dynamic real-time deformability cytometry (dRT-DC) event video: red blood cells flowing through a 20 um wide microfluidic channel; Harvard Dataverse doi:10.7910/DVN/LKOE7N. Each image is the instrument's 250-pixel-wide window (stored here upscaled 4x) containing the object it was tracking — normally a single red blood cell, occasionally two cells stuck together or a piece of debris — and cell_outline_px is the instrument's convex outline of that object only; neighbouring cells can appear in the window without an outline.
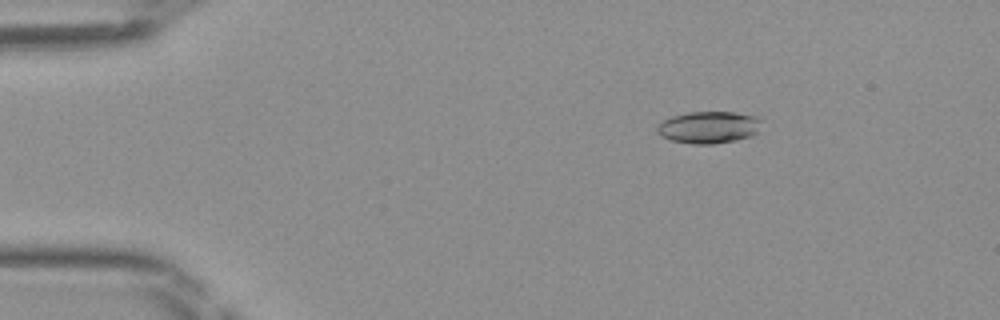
{"species": "Egyptian fruit bat (a non-hibernating species)", "species_latin": "Rousettus aegyptiacus", "temperature_condition": "room temperature", "stored_images_in_passage": 48, "camera_frame_rate_fps": 3000, "um_per_image_px": 0.085, "frame": {"image": 1, "passage_image": 8, "time_ms": 2.333, "image_size_px": [1000, 320], "cell_outline_px": [[764, 120], [760, 132], [752, 136], [736, 140], [712, 144], [692, 144], [672, 140], [660, 136], [656, 132], [656, 128], [664, 120], [672, 116], [688, 112], [736, 112], [756, 116]], "centroid_in_image_um": [60.31, 10.82], "position_along_channel_um": 24.7, "area_um2": 19.83}}
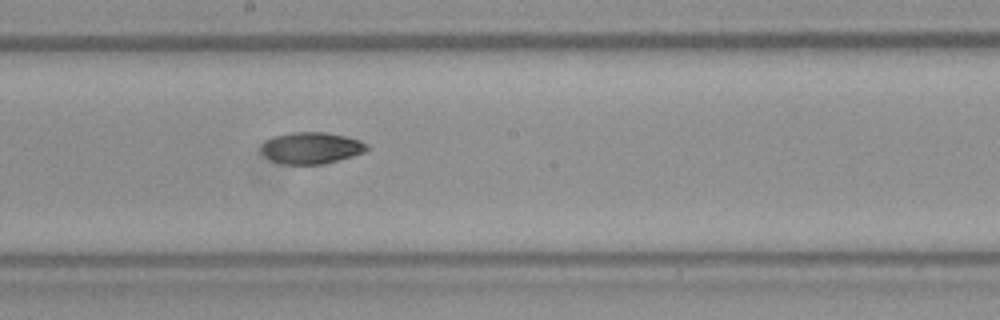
{"frame": {"image": 2, "passage_image": 27, "time_ms": 8.667, "image_size_px": [1000, 320], "cell_outline_px": [[368, 148], [364, 152], [352, 156], [324, 164], [284, 164], [272, 160], [260, 152], [260, 148], [272, 136], [292, 132], [324, 132], [344, 136], [360, 140], [368, 144]], "centroid_in_image_um": [26.46, 12.57], "position_along_channel_um": 221.7, "area_um2": 19.31}}
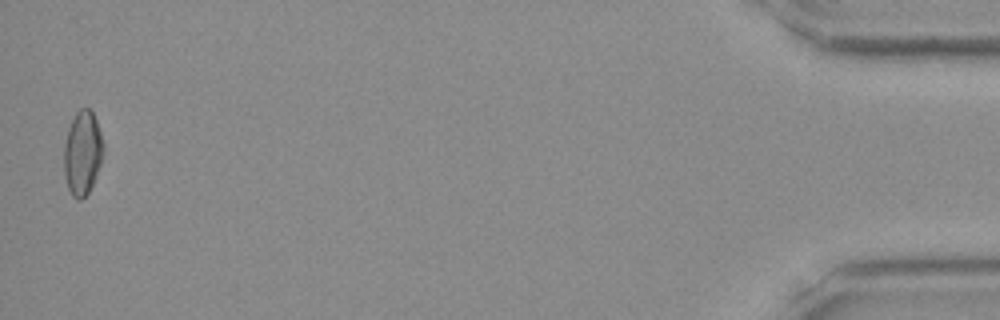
{"frame": {"image": 3, "passage_image": 48, "time_ms": 15.667, "image_size_px": [1000, 320], "cell_outline_px": [[104, 148], [100, 164], [96, 176], [88, 192], [80, 200], [76, 200], [72, 196], [68, 188], [64, 176], [64, 144], [68, 128], [76, 112], [80, 108], [88, 108], [92, 112], [96, 120], [104, 140]], "centroid_in_image_um": [7.01, 12.99], "position_along_channel_um": 428.2, "area_um2": 19.36}}